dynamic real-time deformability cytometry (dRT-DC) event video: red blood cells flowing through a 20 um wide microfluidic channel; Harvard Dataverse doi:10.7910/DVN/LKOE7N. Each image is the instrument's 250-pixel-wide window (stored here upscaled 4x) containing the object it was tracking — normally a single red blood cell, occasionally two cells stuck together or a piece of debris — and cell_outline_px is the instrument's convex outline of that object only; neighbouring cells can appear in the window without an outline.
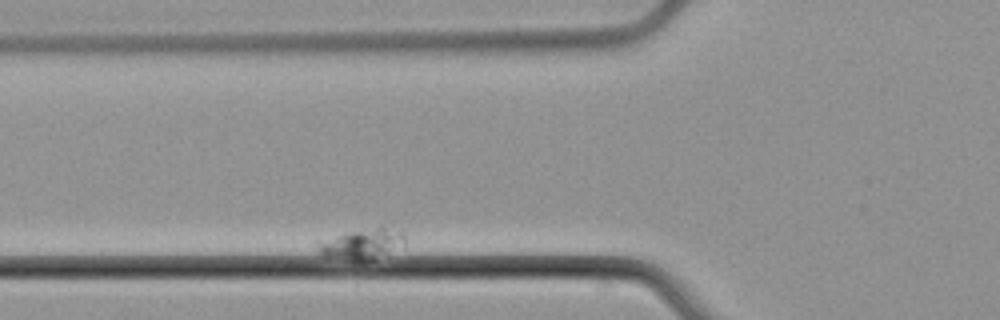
{"species": "common noctule bat (a hibernating species)", "species_latin": "Nyctalus noctula", "temperature_condition": "cold", "stored_images_in_passage": 6, "camera_frame_rate_fps": 3000, "um_per_image_px": 0.085, "animal": {"sex": "male", "body_mass_g": 21.5, "forearm_length_mm": 52.0}, "frame": {"image": 1, "passage_image": 3, "time_ms": 2.667, "image_size_px": [1000, 320], "cell_outline_px": [[404, 244], [372, 260], [348, 260], [324, 256], [316, 248], [320, 244], [340, 236], [352, 232], [376, 228], [400, 228], [404, 232]], "centroid_in_image_um": [30.88, 20.76], "position_along_channel_um": 94.9, "area_um2": 14.51}}
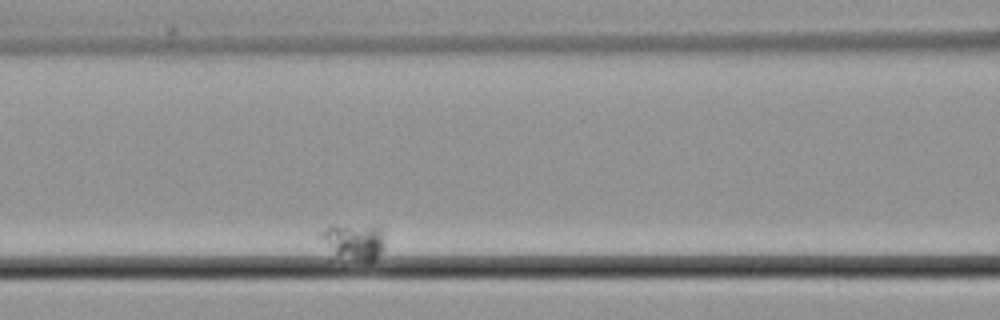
{"frame": {"image": 2, "passage_image": 5, "time_ms": 5.0, "image_size_px": [1000, 320], "cell_outline_px": [[384, 248], [372, 260], [356, 260], [336, 256], [316, 236], [328, 224], [384, 228]], "centroid_in_image_um": [30.02, 20.5], "position_along_channel_um": 136.6, "area_um2": 13.53}}